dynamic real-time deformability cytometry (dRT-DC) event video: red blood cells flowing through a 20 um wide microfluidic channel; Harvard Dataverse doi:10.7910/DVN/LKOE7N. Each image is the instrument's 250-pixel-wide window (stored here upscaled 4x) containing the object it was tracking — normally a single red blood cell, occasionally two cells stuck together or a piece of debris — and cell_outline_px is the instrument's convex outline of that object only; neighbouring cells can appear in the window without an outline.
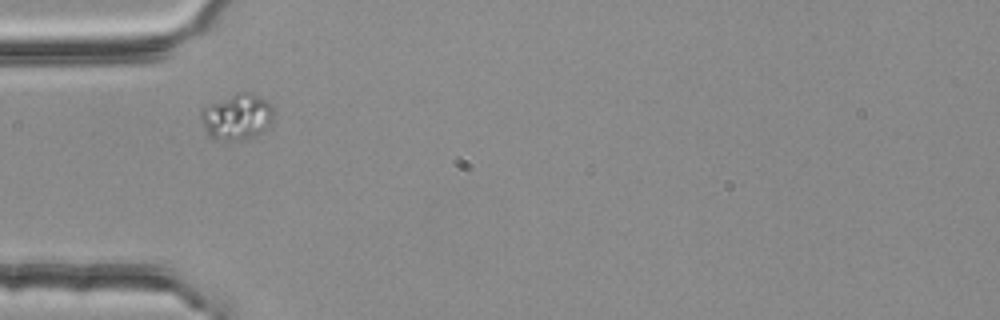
{"species": "common noctule bat (a hibernating species)", "species_latin": "Nyctalus noctula", "temperature_condition": "room temperature", "stored_images_in_passage": 1, "camera_frame_rate_fps": 3000, "um_per_image_px": 0.085, "animal": {"sex": "female", "body_mass_g": 25.1}, "frame": {"image": 1, "passage_image": 1, "time_ms": 0.0, "image_size_px": [1000, 320], "cell_outline_px": [[272, 120], [264, 132], [256, 136], [240, 140], [212, 140], [208, 136], [200, 120], [200, 108], [236, 92], [252, 92], [268, 100], [272, 108]], "centroid_in_image_um": [20.11, 9.93], "position_along_channel_um": 64.9, "area_um2": 19.94}}